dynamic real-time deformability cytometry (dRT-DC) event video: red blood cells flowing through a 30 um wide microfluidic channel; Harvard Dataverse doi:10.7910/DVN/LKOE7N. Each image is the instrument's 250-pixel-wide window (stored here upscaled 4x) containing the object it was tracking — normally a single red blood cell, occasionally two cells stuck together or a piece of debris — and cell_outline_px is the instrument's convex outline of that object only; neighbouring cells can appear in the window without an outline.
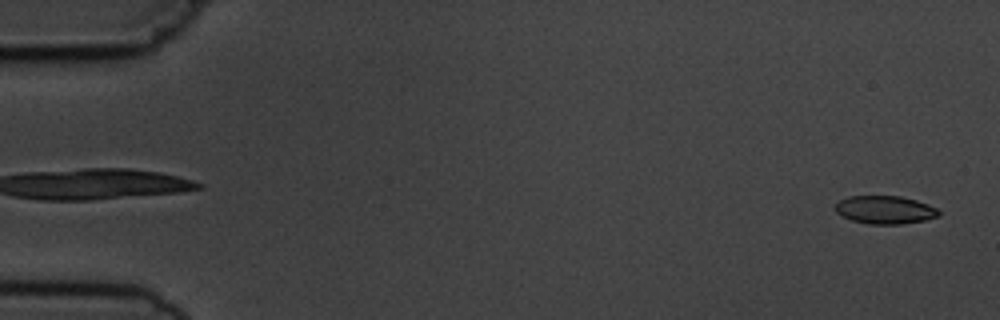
{"species": "common noctule bat (a hibernating species)", "species_latin": "Nyctalus noctula", "temperature_condition": "cold", "stored_images_in_passage": 4, "camera_frame_rate_fps": 3000, "um_per_image_px": 0.085, "animal": {"sex": "male", "body_mass_g": 19.5, "forearm_length_mm": 54.6}, "frame": {"image": 1, "passage_image": 4, "time_ms": 4.333, "image_size_px": [1000, 320], "cell_outline_px": [[940, 216], [924, 220], [900, 224], [868, 224], [852, 220], [840, 216], [836, 212], [836, 204], [840, 200], [848, 196], [900, 196], [916, 200], [928, 204], [936, 208], [940, 212]], "centroid_in_image_um": [75.22, 17.83], "position_along_channel_um": 9.8, "area_um2": 16.94}}